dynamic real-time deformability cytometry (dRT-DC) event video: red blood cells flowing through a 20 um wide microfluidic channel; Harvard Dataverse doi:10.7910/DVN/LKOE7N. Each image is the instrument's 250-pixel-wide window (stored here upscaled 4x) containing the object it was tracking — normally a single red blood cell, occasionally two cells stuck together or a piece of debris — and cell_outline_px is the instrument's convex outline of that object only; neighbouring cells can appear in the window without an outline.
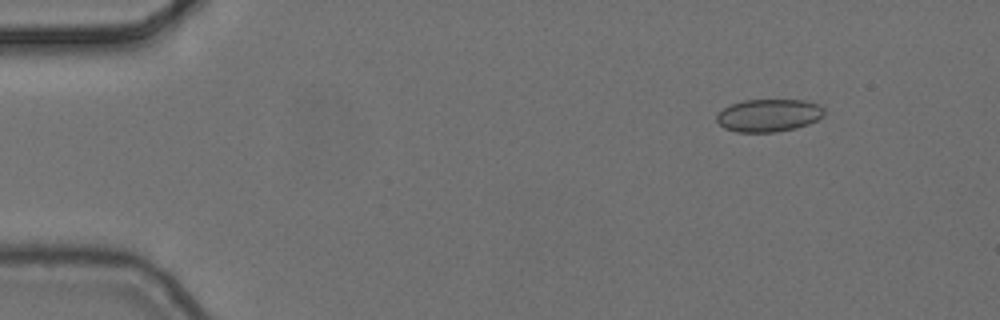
{"species": "common noctule bat (a hibernating species)", "species_latin": "Nyctalus noctula", "temperature_condition": "cold", "stored_images_in_passage": 6, "camera_frame_rate_fps": 3000, "um_per_image_px": 0.085, "animal": {"sex": "female", "body_mass_g": 24.6, "forearm_length_mm": 56.2}, "frame": {"image": 1, "passage_image": 2, "time_ms": 0.333, "image_size_px": [1000, 320], "cell_outline_px": [[824, 116], [808, 124], [796, 128], [776, 132], [736, 132], [724, 128], [716, 120], [716, 116], [724, 108], [732, 104], [744, 100], [804, 100], [816, 104], [824, 108]], "centroid_in_image_um": [65.34, 9.81], "position_along_channel_um": 19.7, "area_um2": 20.4}}
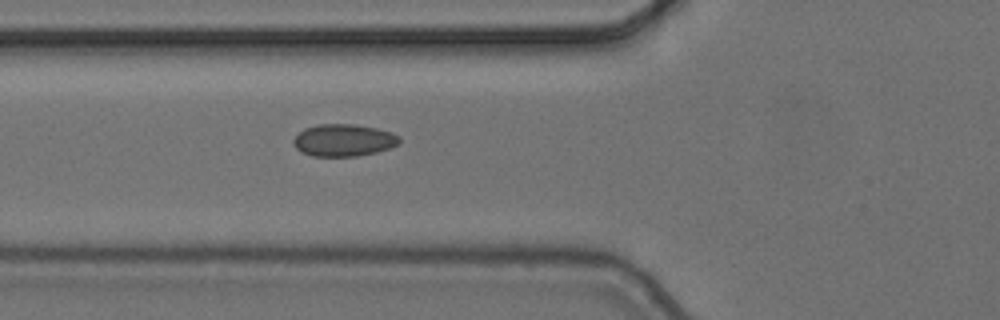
{"frame": {"image": 2, "passage_image": 6, "time_ms": 1.667, "image_size_px": [1000, 320], "cell_outline_px": [[400, 140], [396, 144], [388, 148], [376, 152], [356, 156], [312, 156], [296, 148], [292, 144], [292, 140], [304, 128], [316, 124], [356, 124], [376, 128], [392, 132], [400, 136]], "centroid_in_image_um": [29.19, 11.9], "position_along_channel_um": 96.6, "area_um2": 19.83}}